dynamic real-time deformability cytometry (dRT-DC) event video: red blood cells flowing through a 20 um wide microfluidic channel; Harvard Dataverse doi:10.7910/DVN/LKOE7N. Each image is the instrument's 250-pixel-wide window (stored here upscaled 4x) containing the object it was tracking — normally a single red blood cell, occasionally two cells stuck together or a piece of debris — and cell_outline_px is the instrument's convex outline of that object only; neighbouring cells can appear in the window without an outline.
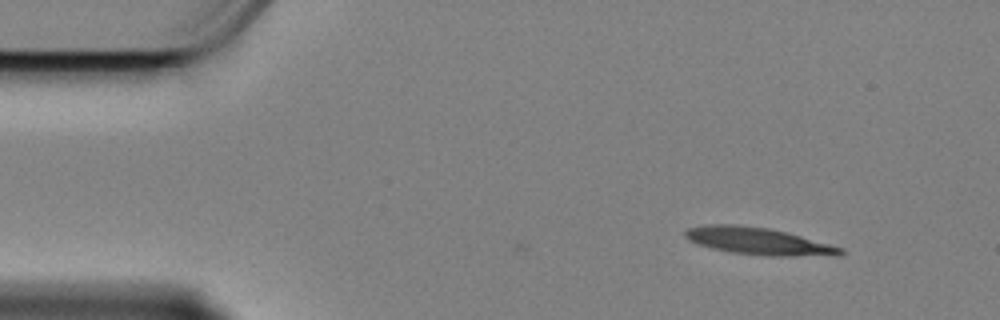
{"species": "Egyptian fruit bat (a non-hibernating species)", "species_latin": "Rousettus aegyptiacus", "temperature_condition": "cold", "stored_images_in_passage": 4, "camera_frame_rate_fps": 3000, "um_per_image_px": 0.085, "animal": {"sex": "female"}, "frame": {"image": 1, "passage_image": 4, "time_ms": 1.0, "image_size_px": [1000, 320], "cell_outline_px": [[844, 252], [840, 256], [768, 256], [728, 252], [696, 244], [688, 240], [684, 236], [684, 232], [688, 228], [708, 224], [732, 224], [768, 228], [800, 236], [844, 248]], "centroid_in_image_um": [64.45, 20.51], "position_along_channel_um": 20.5, "area_um2": 24.62}}